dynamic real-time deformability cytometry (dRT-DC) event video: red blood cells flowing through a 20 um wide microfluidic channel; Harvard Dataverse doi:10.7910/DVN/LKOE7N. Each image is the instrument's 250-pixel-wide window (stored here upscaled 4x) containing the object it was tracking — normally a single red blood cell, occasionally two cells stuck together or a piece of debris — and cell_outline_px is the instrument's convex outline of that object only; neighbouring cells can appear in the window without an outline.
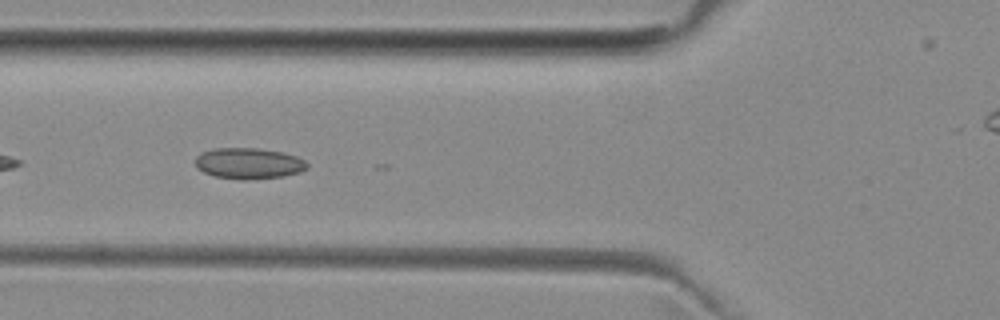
{"species": "common noctule bat (a hibernating species)", "species_latin": "Nyctalus noctula", "temperature_condition": "room temperature", "stored_images_in_passage": 6, "camera_frame_rate_fps": 3000, "um_per_image_px": 0.085, "animal": {"sex": "female", "body_mass_g": 29.2, "forearm_length_mm": 56.3}, "frame": {"image": 1, "passage_image": 4, "time_ms": 3.333, "image_size_px": [1000, 320], "cell_outline_px": [[308, 168], [300, 172], [284, 176], [248, 180], [240, 180], [216, 176], [204, 172], [196, 168], [196, 156], [200, 152], [216, 148], [256, 148], [280, 152], [296, 156], [304, 160], [308, 164]], "centroid_in_image_um": [21.13, 13.89], "position_along_channel_um": 104.7, "area_um2": 20.23}}
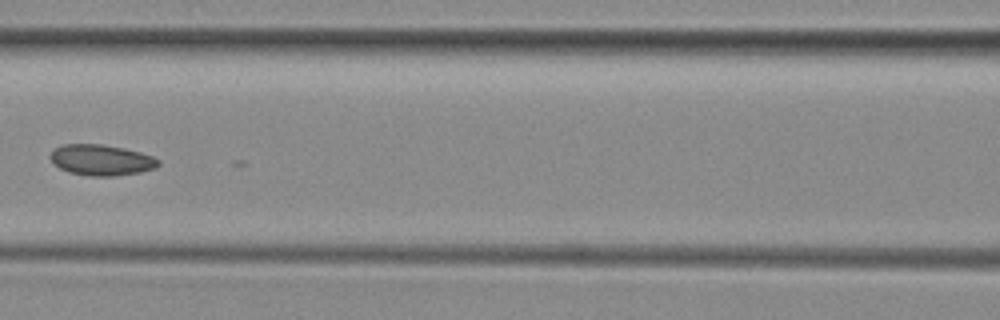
{"frame": {"image": 2, "passage_image": 5, "time_ms": 4.667, "image_size_px": [1000, 320], "cell_outline_px": [[160, 164], [156, 168], [140, 172], [116, 176], [88, 176], [68, 172], [60, 168], [48, 156], [60, 144], [100, 144], [124, 148], [140, 152], [152, 156], [160, 160]], "centroid_in_image_um": [8.63, 13.6], "position_along_channel_um": 158.0, "area_um2": 19.48}}
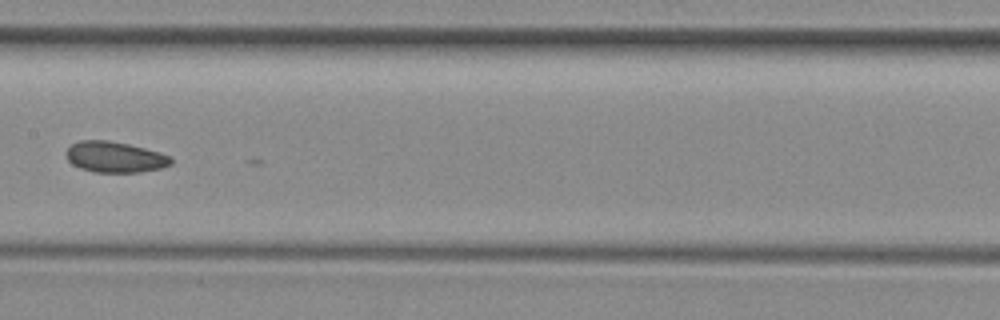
{"frame": {"image": 3, "passage_image": 6, "time_ms": 5.667, "image_size_px": [1000, 320], "cell_outline_px": [[172, 164], [160, 168], [140, 172], [96, 172], [80, 168], [72, 164], [68, 160], [64, 152], [72, 144], [80, 140], [108, 140], [128, 144], [160, 152], [172, 156]], "centroid_in_image_um": [9.76, 13.34], "position_along_channel_um": 197.6, "area_um2": 18.9}}